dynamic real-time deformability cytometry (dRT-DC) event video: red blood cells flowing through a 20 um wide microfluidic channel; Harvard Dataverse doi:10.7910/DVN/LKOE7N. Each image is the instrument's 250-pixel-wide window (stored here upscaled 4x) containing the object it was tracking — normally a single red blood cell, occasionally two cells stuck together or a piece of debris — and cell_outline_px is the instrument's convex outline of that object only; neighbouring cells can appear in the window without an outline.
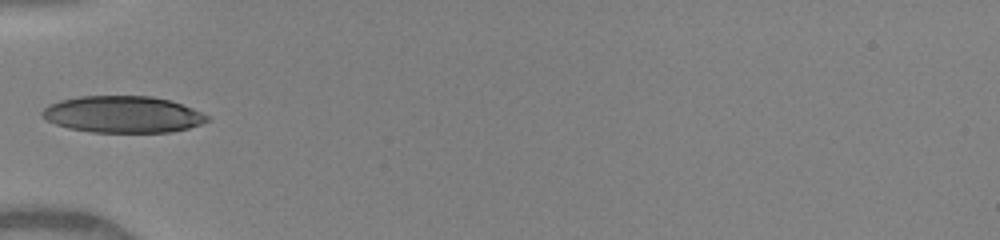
{"species": "human", "species_latin": "Homo sapiens", "temperature_condition": "warm", "stored_images_in_passage": 33, "camera_frame_rate_fps": 3000, "um_per_image_px": 0.085, "donor": {"sex": "female"}, "frame": {"image": 1, "passage_image": 1, "time_ms": 0.0, "image_size_px": [1000, 240], "cell_outline_px": [[212, 116], [208, 120], [200, 124], [188, 128], [172, 132], [92, 132], [68, 128], [56, 124], [40, 116], [40, 112], [48, 104], [60, 100], [80, 96], [152, 96], [168, 100], [192, 108]], "centroid_in_image_um": [10.42, 9.72], "position_along_channel_um": 74.6, "area_um2": 35.32}}
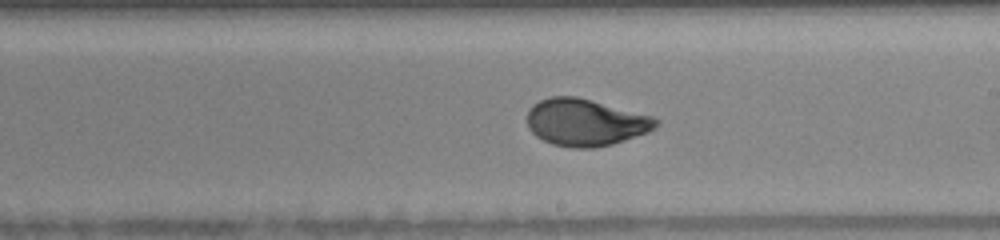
{"frame": {"image": 2, "passage_image": 13, "time_ms": 4.0, "image_size_px": [1000, 240], "cell_outline_px": [[660, 124], [656, 128], [648, 132], [612, 144], [596, 148], [572, 148], [552, 144], [536, 136], [528, 128], [528, 108], [532, 104], [548, 96], [576, 96], [592, 100], [652, 116], [660, 120]], "centroid_in_image_um": [49.76, 10.4], "position_along_channel_um": 239.2, "area_um2": 35.49}}
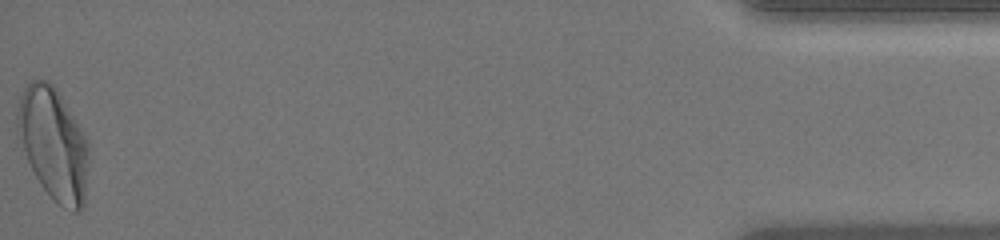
{"frame": {"image": 3, "passage_image": 33, "time_ms": 10.667, "image_size_px": [1000, 240], "cell_outline_px": [[88, 160], [84, 204], [80, 212], [72, 212], [64, 208], [40, 184], [16, 136], [16, 112], [20, 96], [24, 88], [32, 80], [48, 80], [56, 88], [88, 140]], "centroid_in_image_um": [4.52, 12.21], "position_along_channel_um": 430.7, "area_um2": 46.41}, "authors_computed_cell_mechanics": {"area_um2": 35.258, "velocity_mm_per_s": 4.1062, "shape_relaxation_time_tau1_ms": 4.1402, "shape_relaxation_time_tau2_ms": null, "deformation_change_tau1": 0.1899, "deformation_change_tau2": null}}